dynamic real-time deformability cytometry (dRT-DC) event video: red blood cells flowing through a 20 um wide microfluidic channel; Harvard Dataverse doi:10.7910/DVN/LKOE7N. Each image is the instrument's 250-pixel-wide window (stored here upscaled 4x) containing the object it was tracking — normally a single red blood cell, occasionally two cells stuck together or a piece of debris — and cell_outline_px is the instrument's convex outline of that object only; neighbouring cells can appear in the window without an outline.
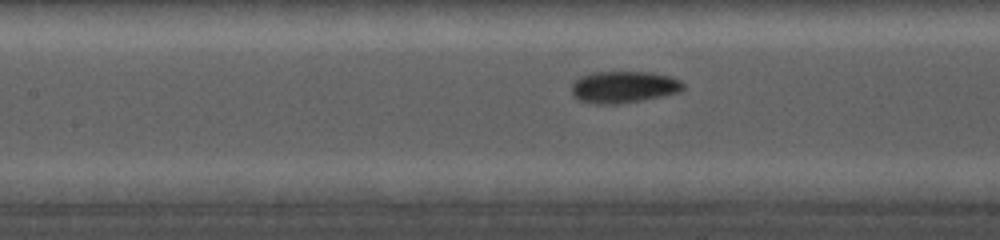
{"species": "common noctule bat (a hibernating species)", "species_latin": "Nyctalus noctula", "temperature_condition": "cold", "stored_images_in_passage": 33, "camera_frame_rate_fps": 5000, "um_per_image_px": 0.085, "animal": {"sex": "female", "body_mass_g": 19.0, "forearm_length_mm": 56.7}, "frame": {"image": 1, "passage_image": 12, "time_ms": 4.8, "image_size_px": [1000, 240], "cell_outline_px": [[684, 88], [680, 92], [620, 104], [592, 104], [580, 100], [572, 96], [572, 84], [580, 76], [592, 72], [648, 72], [668, 76], [680, 80], [684, 84]], "centroid_in_image_um": [52.98, 7.4], "position_along_channel_um": 154.4, "area_um2": 20.63}}
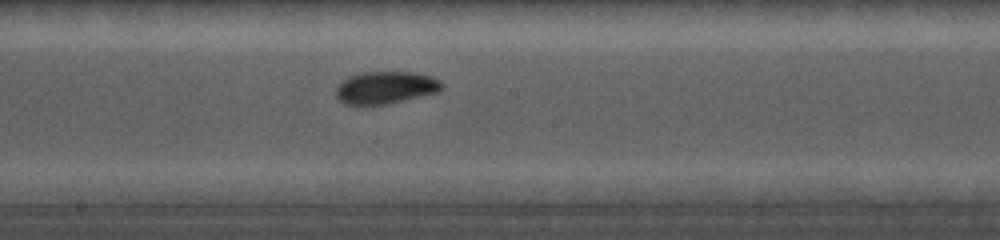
{"frame": {"image": 2, "passage_image": 17, "time_ms": 6.4, "image_size_px": [1000, 240], "cell_outline_px": [[444, 88], [440, 92], [388, 104], [344, 104], [336, 96], [336, 88], [348, 76], [364, 72], [412, 72], [428, 76], [440, 80], [444, 84]], "centroid_in_image_um": [32.82, 7.45], "position_along_channel_um": 215.4, "area_um2": 19.94}}
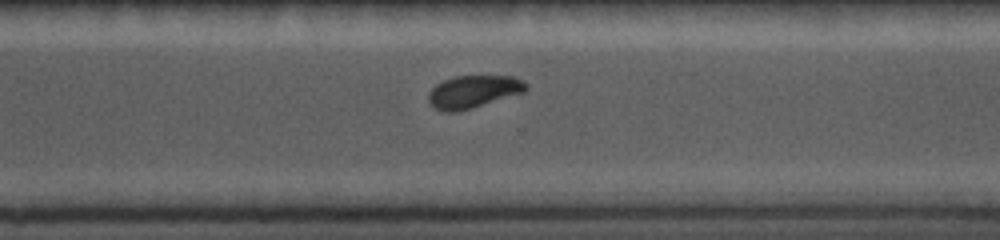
{"frame": {"image": 3, "passage_image": 29, "time_ms": 9.4, "image_size_px": [1000, 240], "cell_outline_px": [[528, 88], [524, 92], [472, 108], [456, 112], [444, 112], [436, 108], [428, 100], [428, 92], [436, 84], [444, 80], [456, 76], [512, 76], [528, 84]], "centroid_in_image_um": [40.22, 7.79], "position_along_channel_um": 330.4, "area_um2": 18.38}}